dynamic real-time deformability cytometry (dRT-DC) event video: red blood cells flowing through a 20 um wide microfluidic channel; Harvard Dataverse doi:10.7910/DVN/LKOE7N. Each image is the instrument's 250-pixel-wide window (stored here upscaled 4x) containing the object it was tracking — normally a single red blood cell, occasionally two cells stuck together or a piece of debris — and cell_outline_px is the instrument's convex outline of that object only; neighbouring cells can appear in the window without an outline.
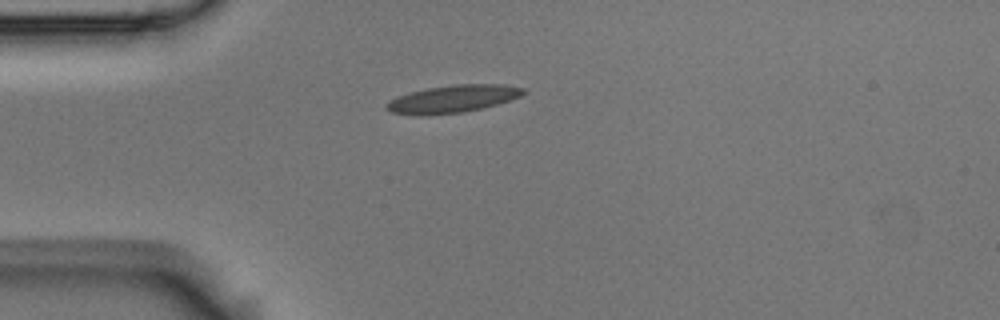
{"species": "Egyptian fruit bat (a non-hibernating species)", "species_latin": "Rousettus aegyptiacus", "temperature_condition": "room temperature", "stored_images_in_passage": 3, "camera_frame_rate_fps": 3000, "um_per_image_px": 0.085, "animal": {"sex": "male"}, "frame": {"image": 1, "passage_image": 1, "time_ms": 0.0, "image_size_px": [1000, 320], "cell_outline_px": [[524, 92], [520, 96], [496, 104], [464, 112], [420, 116], [392, 112], [384, 108], [384, 104], [388, 100], [396, 96], [408, 92], [428, 88], [452, 84], [504, 84], [524, 88]], "centroid_in_image_um": [38.4, 8.4], "position_along_channel_um": 46.6, "area_um2": 22.02}}
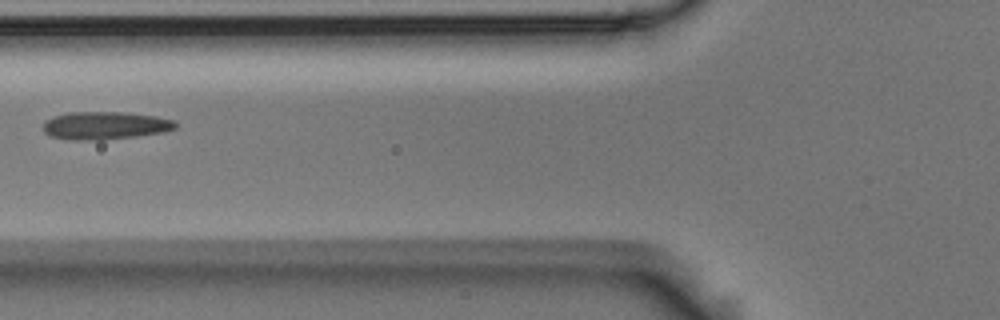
{"frame": {"image": 2, "passage_image": 3, "time_ms": 0.667, "image_size_px": [1000, 320], "cell_outline_px": [[176, 128], [164, 132], [136, 136], [104, 140], [72, 140], [52, 136], [44, 132], [44, 120], [52, 116], [68, 112], [124, 112], [156, 116], [176, 120]], "centroid_in_image_um": [8.94, 10.66], "position_along_channel_um": 116.9, "area_um2": 21.62}}